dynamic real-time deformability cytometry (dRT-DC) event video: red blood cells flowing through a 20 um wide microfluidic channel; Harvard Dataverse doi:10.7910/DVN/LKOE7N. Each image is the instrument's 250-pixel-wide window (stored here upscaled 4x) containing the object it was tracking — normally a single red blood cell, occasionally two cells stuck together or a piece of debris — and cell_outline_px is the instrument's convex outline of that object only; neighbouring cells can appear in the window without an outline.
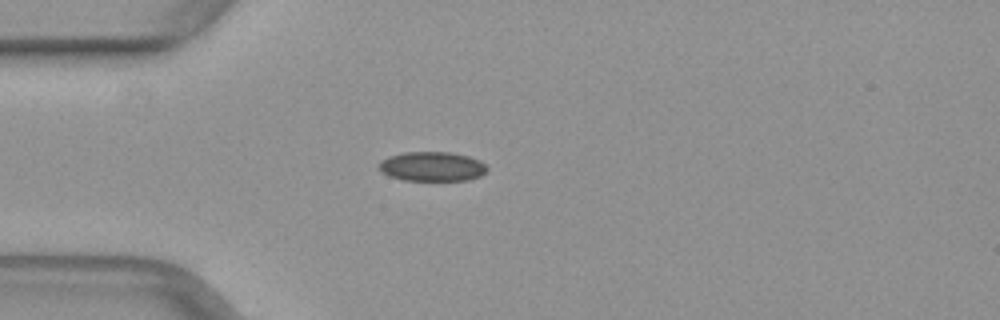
{"species": "common noctule bat (a hibernating species)", "species_latin": "Nyctalus noctula", "temperature_condition": "warm", "stored_images_in_passage": 37, "camera_frame_rate_fps": 3000, "um_per_image_px": 0.085, "animal": {"sex": "female", "body_mass_g": 29.2, "forearm_length_mm": 56.3}, "frame": {"image": 1, "passage_image": 1, "time_ms": 0.0, "image_size_px": [1000, 320], "cell_outline_px": [[488, 168], [480, 176], [468, 180], [404, 180], [388, 176], [380, 168], [380, 164], [388, 156], [404, 152], [452, 152], [468, 156], [480, 160]], "centroid_in_image_um": [36.76, 14.14], "position_along_channel_um": 48.2, "area_um2": 18.38}}
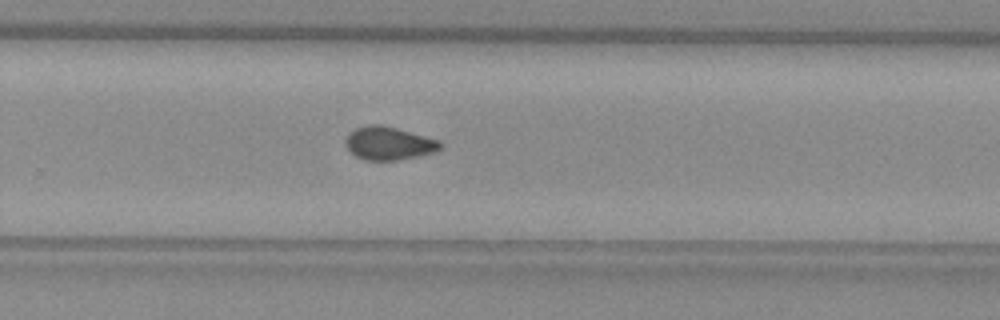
{"frame": {"image": 2, "passage_image": 20, "time_ms": 6.333, "image_size_px": [1000, 320], "cell_outline_px": [[444, 144], [436, 152], [396, 160], [364, 160], [356, 156], [344, 144], [344, 140], [348, 132], [356, 128], [368, 124], [380, 124], [396, 128], [440, 140]], "centroid_in_image_um": [33.03, 12.17], "position_along_channel_um": 296.8, "area_um2": 18.38}}
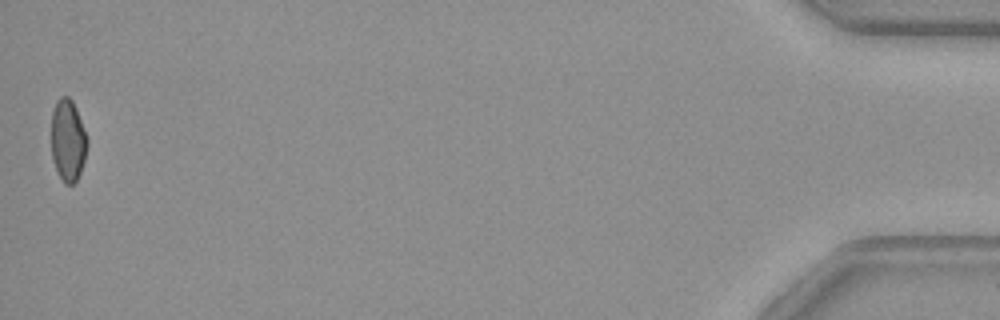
{"frame": {"image": 3, "passage_image": 37, "time_ms": 12.0, "image_size_px": [1000, 320], "cell_outline_px": [[88, 144], [84, 160], [80, 172], [76, 180], [72, 184], [64, 184], [56, 172], [52, 160], [52, 112], [56, 100], [60, 96], [68, 96], [72, 100], [76, 108], [88, 140]], "centroid_in_image_um": [5.76, 11.94], "position_along_channel_um": 429.4, "area_um2": 17.22}}